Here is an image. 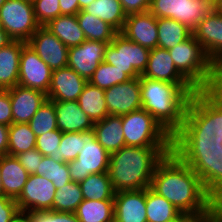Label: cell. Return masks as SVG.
I'll return each mask as SVG.
<instances>
[{
	"label": "cell",
	"mask_w": 222,
	"mask_h": 222,
	"mask_svg": "<svg viewBox=\"0 0 222 222\" xmlns=\"http://www.w3.org/2000/svg\"><path fill=\"white\" fill-rule=\"evenodd\" d=\"M4 90L0 87V94L3 92Z\"/></svg>",
	"instance_id": "obj_63"
},
{
	"label": "cell",
	"mask_w": 222,
	"mask_h": 222,
	"mask_svg": "<svg viewBox=\"0 0 222 222\" xmlns=\"http://www.w3.org/2000/svg\"><path fill=\"white\" fill-rule=\"evenodd\" d=\"M16 158L28 174L32 175L39 169L43 155L36 148H33L26 152L19 153L16 155Z\"/></svg>",
	"instance_id": "obj_43"
},
{
	"label": "cell",
	"mask_w": 222,
	"mask_h": 222,
	"mask_svg": "<svg viewBox=\"0 0 222 222\" xmlns=\"http://www.w3.org/2000/svg\"><path fill=\"white\" fill-rule=\"evenodd\" d=\"M126 15L149 11L151 0H119Z\"/></svg>",
	"instance_id": "obj_46"
},
{
	"label": "cell",
	"mask_w": 222,
	"mask_h": 222,
	"mask_svg": "<svg viewBox=\"0 0 222 222\" xmlns=\"http://www.w3.org/2000/svg\"><path fill=\"white\" fill-rule=\"evenodd\" d=\"M4 196V191H3V185H2V178L0 174V197Z\"/></svg>",
	"instance_id": "obj_57"
},
{
	"label": "cell",
	"mask_w": 222,
	"mask_h": 222,
	"mask_svg": "<svg viewBox=\"0 0 222 222\" xmlns=\"http://www.w3.org/2000/svg\"><path fill=\"white\" fill-rule=\"evenodd\" d=\"M142 109L172 136L182 127L190 97L198 92L192 84H174L140 76Z\"/></svg>",
	"instance_id": "obj_4"
},
{
	"label": "cell",
	"mask_w": 222,
	"mask_h": 222,
	"mask_svg": "<svg viewBox=\"0 0 222 222\" xmlns=\"http://www.w3.org/2000/svg\"><path fill=\"white\" fill-rule=\"evenodd\" d=\"M9 127L0 124V156L8 155Z\"/></svg>",
	"instance_id": "obj_49"
},
{
	"label": "cell",
	"mask_w": 222,
	"mask_h": 222,
	"mask_svg": "<svg viewBox=\"0 0 222 222\" xmlns=\"http://www.w3.org/2000/svg\"><path fill=\"white\" fill-rule=\"evenodd\" d=\"M88 81L69 67L52 72L47 98L51 101H77Z\"/></svg>",
	"instance_id": "obj_19"
},
{
	"label": "cell",
	"mask_w": 222,
	"mask_h": 222,
	"mask_svg": "<svg viewBox=\"0 0 222 222\" xmlns=\"http://www.w3.org/2000/svg\"><path fill=\"white\" fill-rule=\"evenodd\" d=\"M6 91L10 96L13 123H28L48 99L47 94L21 85Z\"/></svg>",
	"instance_id": "obj_18"
},
{
	"label": "cell",
	"mask_w": 222,
	"mask_h": 222,
	"mask_svg": "<svg viewBox=\"0 0 222 222\" xmlns=\"http://www.w3.org/2000/svg\"><path fill=\"white\" fill-rule=\"evenodd\" d=\"M141 76L174 84H191L177 70L170 52L159 47L150 49L148 62Z\"/></svg>",
	"instance_id": "obj_21"
},
{
	"label": "cell",
	"mask_w": 222,
	"mask_h": 222,
	"mask_svg": "<svg viewBox=\"0 0 222 222\" xmlns=\"http://www.w3.org/2000/svg\"><path fill=\"white\" fill-rule=\"evenodd\" d=\"M24 1H28V2L34 3L36 0H24Z\"/></svg>",
	"instance_id": "obj_62"
},
{
	"label": "cell",
	"mask_w": 222,
	"mask_h": 222,
	"mask_svg": "<svg viewBox=\"0 0 222 222\" xmlns=\"http://www.w3.org/2000/svg\"><path fill=\"white\" fill-rule=\"evenodd\" d=\"M27 42L13 40L0 48V87L7 90L18 85L20 56Z\"/></svg>",
	"instance_id": "obj_24"
},
{
	"label": "cell",
	"mask_w": 222,
	"mask_h": 222,
	"mask_svg": "<svg viewBox=\"0 0 222 222\" xmlns=\"http://www.w3.org/2000/svg\"><path fill=\"white\" fill-rule=\"evenodd\" d=\"M35 175L44 176L52 181L56 189L71 182L68 163L55 161L49 156H43Z\"/></svg>",
	"instance_id": "obj_36"
},
{
	"label": "cell",
	"mask_w": 222,
	"mask_h": 222,
	"mask_svg": "<svg viewBox=\"0 0 222 222\" xmlns=\"http://www.w3.org/2000/svg\"><path fill=\"white\" fill-rule=\"evenodd\" d=\"M84 200L79 182H69L56 189L52 211L75 213Z\"/></svg>",
	"instance_id": "obj_35"
},
{
	"label": "cell",
	"mask_w": 222,
	"mask_h": 222,
	"mask_svg": "<svg viewBox=\"0 0 222 222\" xmlns=\"http://www.w3.org/2000/svg\"><path fill=\"white\" fill-rule=\"evenodd\" d=\"M204 222H222V203H215L204 213Z\"/></svg>",
	"instance_id": "obj_48"
},
{
	"label": "cell",
	"mask_w": 222,
	"mask_h": 222,
	"mask_svg": "<svg viewBox=\"0 0 222 222\" xmlns=\"http://www.w3.org/2000/svg\"><path fill=\"white\" fill-rule=\"evenodd\" d=\"M79 185L85 200H114L115 191L108 172L90 174Z\"/></svg>",
	"instance_id": "obj_32"
},
{
	"label": "cell",
	"mask_w": 222,
	"mask_h": 222,
	"mask_svg": "<svg viewBox=\"0 0 222 222\" xmlns=\"http://www.w3.org/2000/svg\"><path fill=\"white\" fill-rule=\"evenodd\" d=\"M213 10L207 0H151L149 11L156 18H170L192 31Z\"/></svg>",
	"instance_id": "obj_9"
},
{
	"label": "cell",
	"mask_w": 222,
	"mask_h": 222,
	"mask_svg": "<svg viewBox=\"0 0 222 222\" xmlns=\"http://www.w3.org/2000/svg\"><path fill=\"white\" fill-rule=\"evenodd\" d=\"M129 79L131 78L127 74L118 70L113 65L101 62L88 82L105 90L116 84L126 82Z\"/></svg>",
	"instance_id": "obj_38"
},
{
	"label": "cell",
	"mask_w": 222,
	"mask_h": 222,
	"mask_svg": "<svg viewBox=\"0 0 222 222\" xmlns=\"http://www.w3.org/2000/svg\"><path fill=\"white\" fill-rule=\"evenodd\" d=\"M107 45L105 42L85 40L80 45L69 48L67 67L89 81L99 64L104 62Z\"/></svg>",
	"instance_id": "obj_15"
},
{
	"label": "cell",
	"mask_w": 222,
	"mask_h": 222,
	"mask_svg": "<svg viewBox=\"0 0 222 222\" xmlns=\"http://www.w3.org/2000/svg\"><path fill=\"white\" fill-rule=\"evenodd\" d=\"M13 222H30L28 216L25 213H21L14 219Z\"/></svg>",
	"instance_id": "obj_54"
},
{
	"label": "cell",
	"mask_w": 222,
	"mask_h": 222,
	"mask_svg": "<svg viewBox=\"0 0 222 222\" xmlns=\"http://www.w3.org/2000/svg\"><path fill=\"white\" fill-rule=\"evenodd\" d=\"M6 2V0H0V7Z\"/></svg>",
	"instance_id": "obj_61"
},
{
	"label": "cell",
	"mask_w": 222,
	"mask_h": 222,
	"mask_svg": "<svg viewBox=\"0 0 222 222\" xmlns=\"http://www.w3.org/2000/svg\"><path fill=\"white\" fill-rule=\"evenodd\" d=\"M27 44L53 71L67 67L69 48L45 26H40Z\"/></svg>",
	"instance_id": "obj_14"
},
{
	"label": "cell",
	"mask_w": 222,
	"mask_h": 222,
	"mask_svg": "<svg viewBox=\"0 0 222 222\" xmlns=\"http://www.w3.org/2000/svg\"><path fill=\"white\" fill-rule=\"evenodd\" d=\"M183 222H204V214L200 216H189L183 214Z\"/></svg>",
	"instance_id": "obj_52"
},
{
	"label": "cell",
	"mask_w": 222,
	"mask_h": 222,
	"mask_svg": "<svg viewBox=\"0 0 222 222\" xmlns=\"http://www.w3.org/2000/svg\"><path fill=\"white\" fill-rule=\"evenodd\" d=\"M45 27L68 48L78 46L86 40L76 15H59Z\"/></svg>",
	"instance_id": "obj_26"
},
{
	"label": "cell",
	"mask_w": 222,
	"mask_h": 222,
	"mask_svg": "<svg viewBox=\"0 0 222 222\" xmlns=\"http://www.w3.org/2000/svg\"><path fill=\"white\" fill-rule=\"evenodd\" d=\"M0 174L4 196L16 200L28 179V172L22 167L16 156H0Z\"/></svg>",
	"instance_id": "obj_23"
},
{
	"label": "cell",
	"mask_w": 222,
	"mask_h": 222,
	"mask_svg": "<svg viewBox=\"0 0 222 222\" xmlns=\"http://www.w3.org/2000/svg\"><path fill=\"white\" fill-rule=\"evenodd\" d=\"M0 31H4V28H3V24H2L1 19H0Z\"/></svg>",
	"instance_id": "obj_60"
},
{
	"label": "cell",
	"mask_w": 222,
	"mask_h": 222,
	"mask_svg": "<svg viewBox=\"0 0 222 222\" xmlns=\"http://www.w3.org/2000/svg\"><path fill=\"white\" fill-rule=\"evenodd\" d=\"M213 7L219 0H207Z\"/></svg>",
	"instance_id": "obj_58"
},
{
	"label": "cell",
	"mask_w": 222,
	"mask_h": 222,
	"mask_svg": "<svg viewBox=\"0 0 222 222\" xmlns=\"http://www.w3.org/2000/svg\"><path fill=\"white\" fill-rule=\"evenodd\" d=\"M147 222H173L183 214L163 196L146 188Z\"/></svg>",
	"instance_id": "obj_28"
},
{
	"label": "cell",
	"mask_w": 222,
	"mask_h": 222,
	"mask_svg": "<svg viewBox=\"0 0 222 222\" xmlns=\"http://www.w3.org/2000/svg\"><path fill=\"white\" fill-rule=\"evenodd\" d=\"M80 28L83 30L86 40L111 43L118 33L111 25L98 17L81 10L77 15Z\"/></svg>",
	"instance_id": "obj_31"
},
{
	"label": "cell",
	"mask_w": 222,
	"mask_h": 222,
	"mask_svg": "<svg viewBox=\"0 0 222 222\" xmlns=\"http://www.w3.org/2000/svg\"><path fill=\"white\" fill-rule=\"evenodd\" d=\"M93 130L96 140L109 154L125 146L121 116L107 115L101 121L94 123Z\"/></svg>",
	"instance_id": "obj_25"
},
{
	"label": "cell",
	"mask_w": 222,
	"mask_h": 222,
	"mask_svg": "<svg viewBox=\"0 0 222 222\" xmlns=\"http://www.w3.org/2000/svg\"><path fill=\"white\" fill-rule=\"evenodd\" d=\"M109 115H124L142 108L140 77L105 89Z\"/></svg>",
	"instance_id": "obj_13"
},
{
	"label": "cell",
	"mask_w": 222,
	"mask_h": 222,
	"mask_svg": "<svg viewBox=\"0 0 222 222\" xmlns=\"http://www.w3.org/2000/svg\"><path fill=\"white\" fill-rule=\"evenodd\" d=\"M56 188L44 176L29 175L19 197L15 200L21 213L52 210Z\"/></svg>",
	"instance_id": "obj_12"
},
{
	"label": "cell",
	"mask_w": 222,
	"mask_h": 222,
	"mask_svg": "<svg viewBox=\"0 0 222 222\" xmlns=\"http://www.w3.org/2000/svg\"><path fill=\"white\" fill-rule=\"evenodd\" d=\"M171 152L172 147L124 146L111 153L108 174L114 191L149 188L157 164Z\"/></svg>",
	"instance_id": "obj_3"
},
{
	"label": "cell",
	"mask_w": 222,
	"mask_h": 222,
	"mask_svg": "<svg viewBox=\"0 0 222 222\" xmlns=\"http://www.w3.org/2000/svg\"><path fill=\"white\" fill-rule=\"evenodd\" d=\"M149 52L150 49L118 32L106 47L104 62L113 65L130 78L140 77L146 68Z\"/></svg>",
	"instance_id": "obj_7"
},
{
	"label": "cell",
	"mask_w": 222,
	"mask_h": 222,
	"mask_svg": "<svg viewBox=\"0 0 222 222\" xmlns=\"http://www.w3.org/2000/svg\"><path fill=\"white\" fill-rule=\"evenodd\" d=\"M59 131L84 132L93 129L94 122L79 107L78 101H54Z\"/></svg>",
	"instance_id": "obj_22"
},
{
	"label": "cell",
	"mask_w": 222,
	"mask_h": 222,
	"mask_svg": "<svg viewBox=\"0 0 222 222\" xmlns=\"http://www.w3.org/2000/svg\"><path fill=\"white\" fill-rule=\"evenodd\" d=\"M60 15H77L81 10L78 0H60Z\"/></svg>",
	"instance_id": "obj_47"
},
{
	"label": "cell",
	"mask_w": 222,
	"mask_h": 222,
	"mask_svg": "<svg viewBox=\"0 0 222 222\" xmlns=\"http://www.w3.org/2000/svg\"><path fill=\"white\" fill-rule=\"evenodd\" d=\"M61 131L53 130L37 137L36 149L43 155L58 161V150L62 138Z\"/></svg>",
	"instance_id": "obj_40"
},
{
	"label": "cell",
	"mask_w": 222,
	"mask_h": 222,
	"mask_svg": "<svg viewBox=\"0 0 222 222\" xmlns=\"http://www.w3.org/2000/svg\"><path fill=\"white\" fill-rule=\"evenodd\" d=\"M12 41L13 39L5 31H0V48L5 47Z\"/></svg>",
	"instance_id": "obj_51"
},
{
	"label": "cell",
	"mask_w": 222,
	"mask_h": 222,
	"mask_svg": "<svg viewBox=\"0 0 222 222\" xmlns=\"http://www.w3.org/2000/svg\"><path fill=\"white\" fill-rule=\"evenodd\" d=\"M213 9L219 13L222 14V0H219L215 6L213 7Z\"/></svg>",
	"instance_id": "obj_56"
},
{
	"label": "cell",
	"mask_w": 222,
	"mask_h": 222,
	"mask_svg": "<svg viewBox=\"0 0 222 222\" xmlns=\"http://www.w3.org/2000/svg\"><path fill=\"white\" fill-rule=\"evenodd\" d=\"M4 31L13 39L27 42L40 25L34 16L33 3L24 0H6L0 7Z\"/></svg>",
	"instance_id": "obj_10"
},
{
	"label": "cell",
	"mask_w": 222,
	"mask_h": 222,
	"mask_svg": "<svg viewBox=\"0 0 222 222\" xmlns=\"http://www.w3.org/2000/svg\"><path fill=\"white\" fill-rule=\"evenodd\" d=\"M84 144L77 159L68 163L73 182L85 180L90 174L108 172L110 154L96 140L93 129L82 132Z\"/></svg>",
	"instance_id": "obj_8"
},
{
	"label": "cell",
	"mask_w": 222,
	"mask_h": 222,
	"mask_svg": "<svg viewBox=\"0 0 222 222\" xmlns=\"http://www.w3.org/2000/svg\"><path fill=\"white\" fill-rule=\"evenodd\" d=\"M120 33L148 49L158 47L157 18L150 11L127 15Z\"/></svg>",
	"instance_id": "obj_17"
},
{
	"label": "cell",
	"mask_w": 222,
	"mask_h": 222,
	"mask_svg": "<svg viewBox=\"0 0 222 222\" xmlns=\"http://www.w3.org/2000/svg\"><path fill=\"white\" fill-rule=\"evenodd\" d=\"M195 39L217 66L222 61V14L210 11L193 30Z\"/></svg>",
	"instance_id": "obj_16"
},
{
	"label": "cell",
	"mask_w": 222,
	"mask_h": 222,
	"mask_svg": "<svg viewBox=\"0 0 222 222\" xmlns=\"http://www.w3.org/2000/svg\"><path fill=\"white\" fill-rule=\"evenodd\" d=\"M173 222H183V215L179 219H177V220H175Z\"/></svg>",
	"instance_id": "obj_59"
},
{
	"label": "cell",
	"mask_w": 222,
	"mask_h": 222,
	"mask_svg": "<svg viewBox=\"0 0 222 222\" xmlns=\"http://www.w3.org/2000/svg\"><path fill=\"white\" fill-rule=\"evenodd\" d=\"M79 222H115L114 200H83L75 212Z\"/></svg>",
	"instance_id": "obj_33"
},
{
	"label": "cell",
	"mask_w": 222,
	"mask_h": 222,
	"mask_svg": "<svg viewBox=\"0 0 222 222\" xmlns=\"http://www.w3.org/2000/svg\"><path fill=\"white\" fill-rule=\"evenodd\" d=\"M150 188L184 215L200 216L216 203L199 176L173 151L157 164Z\"/></svg>",
	"instance_id": "obj_2"
},
{
	"label": "cell",
	"mask_w": 222,
	"mask_h": 222,
	"mask_svg": "<svg viewBox=\"0 0 222 222\" xmlns=\"http://www.w3.org/2000/svg\"><path fill=\"white\" fill-rule=\"evenodd\" d=\"M37 137L28 123L9 126L8 155L16 156L36 147Z\"/></svg>",
	"instance_id": "obj_34"
},
{
	"label": "cell",
	"mask_w": 222,
	"mask_h": 222,
	"mask_svg": "<svg viewBox=\"0 0 222 222\" xmlns=\"http://www.w3.org/2000/svg\"><path fill=\"white\" fill-rule=\"evenodd\" d=\"M52 72L53 70L26 43L20 56L18 85L47 94Z\"/></svg>",
	"instance_id": "obj_11"
},
{
	"label": "cell",
	"mask_w": 222,
	"mask_h": 222,
	"mask_svg": "<svg viewBox=\"0 0 222 222\" xmlns=\"http://www.w3.org/2000/svg\"><path fill=\"white\" fill-rule=\"evenodd\" d=\"M172 151L200 178L217 203V165L222 156V90L190 97L182 127L172 136Z\"/></svg>",
	"instance_id": "obj_1"
},
{
	"label": "cell",
	"mask_w": 222,
	"mask_h": 222,
	"mask_svg": "<svg viewBox=\"0 0 222 222\" xmlns=\"http://www.w3.org/2000/svg\"><path fill=\"white\" fill-rule=\"evenodd\" d=\"M125 146L172 147V135L146 110L121 115Z\"/></svg>",
	"instance_id": "obj_6"
},
{
	"label": "cell",
	"mask_w": 222,
	"mask_h": 222,
	"mask_svg": "<svg viewBox=\"0 0 222 222\" xmlns=\"http://www.w3.org/2000/svg\"><path fill=\"white\" fill-rule=\"evenodd\" d=\"M83 10L107 22L117 32L122 31L127 16L119 0H95Z\"/></svg>",
	"instance_id": "obj_29"
},
{
	"label": "cell",
	"mask_w": 222,
	"mask_h": 222,
	"mask_svg": "<svg viewBox=\"0 0 222 222\" xmlns=\"http://www.w3.org/2000/svg\"><path fill=\"white\" fill-rule=\"evenodd\" d=\"M28 124L36 137L49 131L57 130V117L54 101L47 99Z\"/></svg>",
	"instance_id": "obj_37"
},
{
	"label": "cell",
	"mask_w": 222,
	"mask_h": 222,
	"mask_svg": "<svg viewBox=\"0 0 222 222\" xmlns=\"http://www.w3.org/2000/svg\"><path fill=\"white\" fill-rule=\"evenodd\" d=\"M19 214L20 210L14 199L0 197V222H13Z\"/></svg>",
	"instance_id": "obj_44"
},
{
	"label": "cell",
	"mask_w": 222,
	"mask_h": 222,
	"mask_svg": "<svg viewBox=\"0 0 222 222\" xmlns=\"http://www.w3.org/2000/svg\"><path fill=\"white\" fill-rule=\"evenodd\" d=\"M217 203H222V156L217 165Z\"/></svg>",
	"instance_id": "obj_50"
},
{
	"label": "cell",
	"mask_w": 222,
	"mask_h": 222,
	"mask_svg": "<svg viewBox=\"0 0 222 222\" xmlns=\"http://www.w3.org/2000/svg\"><path fill=\"white\" fill-rule=\"evenodd\" d=\"M168 51L177 70L198 91L217 89V66L193 34Z\"/></svg>",
	"instance_id": "obj_5"
},
{
	"label": "cell",
	"mask_w": 222,
	"mask_h": 222,
	"mask_svg": "<svg viewBox=\"0 0 222 222\" xmlns=\"http://www.w3.org/2000/svg\"><path fill=\"white\" fill-rule=\"evenodd\" d=\"M86 143L82 140V132L62 133L60 148L58 150V161L69 163L76 160Z\"/></svg>",
	"instance_id": "obj_39"
},
{
	"label": "cell",
	"mask_w": 222,
	"mask_h": 222,
	"mask_svg": "<svg viewBox=\"0 0 222 222\" xmlns=\"http://www.w3.org/2000/svg\"><path fill=\"white\" fill-rule=\"evenodd\" d=\"M95 0H78L80 10H83L87 6H89Z\"/></svg>",
	"instance_id": "obj_55"
},
{
	"label": "cell",
	"mask_w": 222,
	"mask_h": 222,
	"mask_svg": "<svg viewBox=\"0 0 222 222\" xmlns=\"http://www.w3.org/2000/svg\"><path fill=\"white\" fill-rule=\"evenodd\" d=\"M217 89L222 90V61L217 65Z\"/></svg>",
	"instance_id": "obj_53"
},
{
	"label": "cell",
	"mask_w": 222,
	"mask_h": 222,
	"mask_svg": "<svg viewBox=\"0 0 222 222\" xmlns=\"http://www.w3.org/2000/svg\"><path fill=\"white\" fill-rule=\"evenodd\" d=\"M30 222H79L75 213L47 211L25 212Z\"/></svg>",
	"instance_id": "obj_42"
},
{
	"label": "cell",
	"mask_w": 222,
	"mask_h": 222,
	"mask_svg": "<svg viewBox=\"0 0 222 222\" xmlns=\"http://www.w3.org/2000/svg\"><path fill=\"white\" fill-rule=\"evenodd\" d=\"M77 101L81 110L94 123L109 115L105 100V90L92 85L90 82L85 84Z\"/></svg>",
	"instance_id": "obj_27"
},
{
	"label": "cell",
	"mask_w": 222,
	"mask_h": 222,
	"mask_svg": "<svg viewBox=\"0 0 222 222\" xmlns=\"http://www.w3.org/2000/svg\"><path fill=\"white\" fill-rule=\"evenodd\" d=\"M158 47L169 50L189 38L193 31L170 18H157Z\"/></svg>",
	"instance_id": "obj_30"
},
{
	"label": "cell",
	"mask_w": 222,
	"mask_h": 222,
	"mask_svg": "<svg viewBox=\"0 0 222 222\" xmlns=\"http://www.w3.org/2000/svg\"><path fill=\"white\" fill-rule=\"evenodd\" d=\"M0 124L8 127L13 124L10 96L6 90L0 94Z\"/></svg>",
	"instance_id": "obj_45"
},
{
	"label": "cell",
	"mask_w": 222,
	"mask_h": 222,
	"mask_svg": "<svg viewBox=\"0 0 222 222\" xmlns=\"http://www.w3.org/2000/svg\"><path fill=\"white\" fill-rule=\"evenodd\" d=\"M60 0H36L33 3L34 16L40 26L47 25L60 15Z\"/></svg>",
	"instance_id": "obj_41"
},
{
	"label": "cell",
	"mask_w": 222,
	"mask_h": 222,
	"mask_svg": "<svg viewBox=\"0 0 222 222\" xmlns=\"http://www.w3.org/2000/svg\"><path fill=\"white\" fill-rule=\"evenodd\" d=\"M146 213V188L115 192V222H147Z\"/></svg>",
	"instance_id": "obj_20"
}]
</instances>
